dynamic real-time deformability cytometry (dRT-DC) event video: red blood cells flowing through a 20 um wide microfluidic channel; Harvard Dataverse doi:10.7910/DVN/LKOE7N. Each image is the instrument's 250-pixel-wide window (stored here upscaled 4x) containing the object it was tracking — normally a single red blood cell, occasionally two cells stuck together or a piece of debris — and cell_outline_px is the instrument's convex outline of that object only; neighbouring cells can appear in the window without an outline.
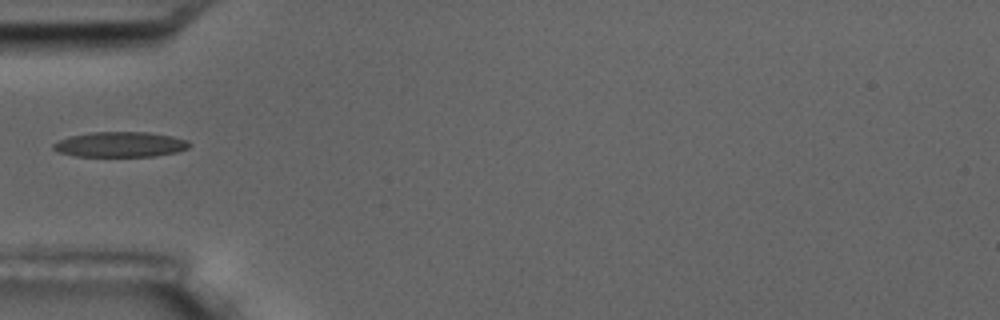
{"species": "common noctule bat (a hibernating species)", "species_latin": "Nyctalus noctula", "temperature_condition": "room temperature", "stored_images_in_passage": 1, "camera_frame_rate_fps": 3000, "um_per_image_px": 0.085, "animal": {"sex": "male", "body_mass_g": 17.5, "forearm_length_mm": 52.3}, "frame": {"image": 1, "passage_image": 1, "time_ms": 0.0, "image_size_px": [1000, 320], "cell_outline_px": [[192, 144], [188, 148], [176, 152], [156, 156], [76, 156], [56, 152], [52, 148], [52, 144], [60, 140], [72, 136], [92, 132], [148, 132], [172, 136], [188, 140]], "centroid_in_image_um": [10.24, 12.28], "position_along_channel_um": 74.8, "area_um2": 20.0}}